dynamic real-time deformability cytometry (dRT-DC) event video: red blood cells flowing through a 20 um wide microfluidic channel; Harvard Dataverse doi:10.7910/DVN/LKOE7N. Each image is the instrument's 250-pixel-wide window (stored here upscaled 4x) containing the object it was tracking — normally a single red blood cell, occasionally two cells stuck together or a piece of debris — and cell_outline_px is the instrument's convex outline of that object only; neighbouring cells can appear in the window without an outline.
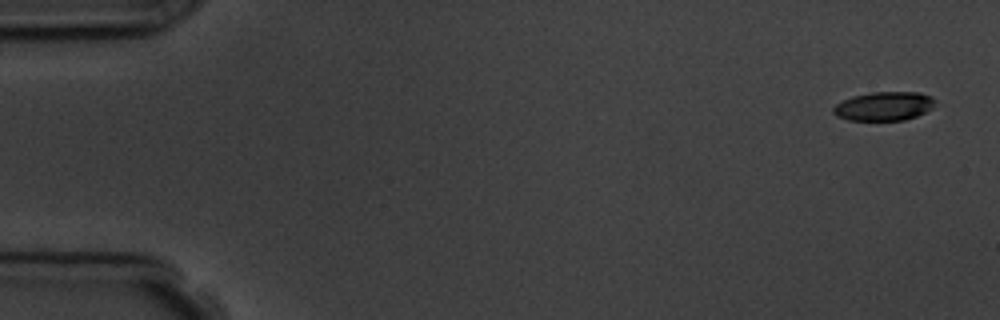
{"species": "common noctule bat (a hibernating species)", "species_latin": "Nyctalus noctula", "temperature_condition": "room temperature", "stored_images_in_passage": 7, "camera_frame_rate_fps": 3000, "um_per_image_px": 0.085, "animal": {"sex": "male", "body_mass_g": 19.5, "forearm_length_mm": 54.6}, "frame": {"image": 1, "passage_image": 1, "time_ms": 0.0, "image_size_px": [1000, 320], "cell_outline_px": [[936, 100], [932, 108], [916, 116], [904, 120], [848, 120], [836, 116], [832, 112], [832, 108], [836, 104], [852, 96], [872, 92], [920, 92], [932, 96]], "centroid_in_image_um": [75.14, 9.02], "position_along_channel_um": 9.9, "area_um2": 17.17}}
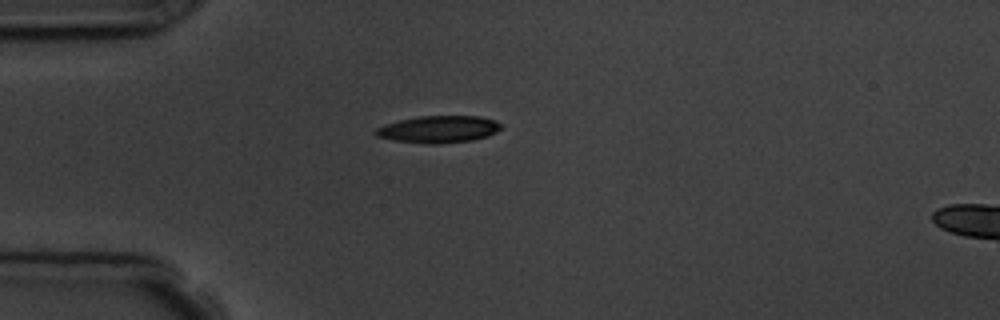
{"frame": {"image": 2, "passage_image": 4, "time_ms": 4.333, "image_size_px": [1000, 320], "cell_outline_px": [[500, 128], [496, 132], [488, 136], [472, 140], [440, 144], [428, 144], [392, 140], [376, 136], [372, 132], [376, 128], [384, 124], [400, 120], [420, 116], [480, 116], [496, 120], [500, 124]], "centroid_in_image_um": [37.25, 10.99], "position_along_channel_um": 47.7, "area_um2": 19.88}}